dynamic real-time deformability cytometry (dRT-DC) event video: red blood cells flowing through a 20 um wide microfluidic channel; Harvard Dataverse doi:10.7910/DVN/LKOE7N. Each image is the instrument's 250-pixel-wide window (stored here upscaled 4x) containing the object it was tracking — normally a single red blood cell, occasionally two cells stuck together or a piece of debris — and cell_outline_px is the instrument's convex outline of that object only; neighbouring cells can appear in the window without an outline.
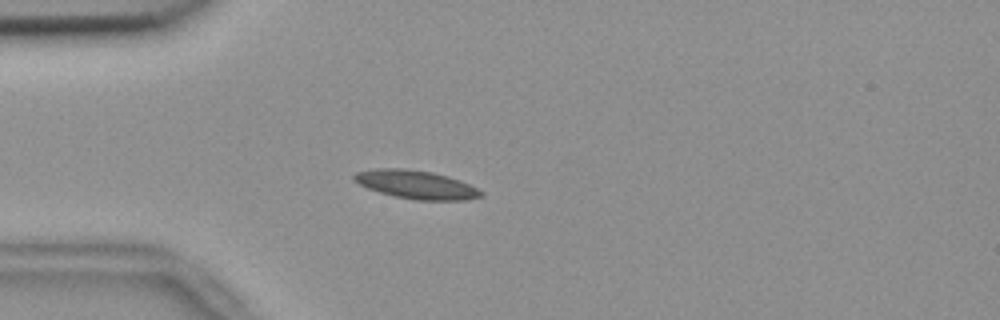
{"species": "common noctule bat (a hibernating species)", "species_latin": "Nyctalus noctula", "temperature_condition": "room temperature", "stored_images_in_passage": 57, "camera_frame_rate_fps": 3000, "um_per_image_px": 0.085, "animal": {"sex": "female", "body_mass_g": 18.4}, "frame": {"image": 1, "passage_image": 16, "time_ms": 5.0, "image_size_px": [1000, 320], "cell_outline_px": [[484, 196], [464, 200], [416, 200], [392, 196], [368, 188], [352, 180], [352, 176], [356, 172], [376, 168], [404, 168], [432, 172], [448, 176], [468, 184], [484, 192]], "centroid_in_image_um": [35.35, 15.69], "position_along_channel_um": 49.6, "area_um2": 21.04}}
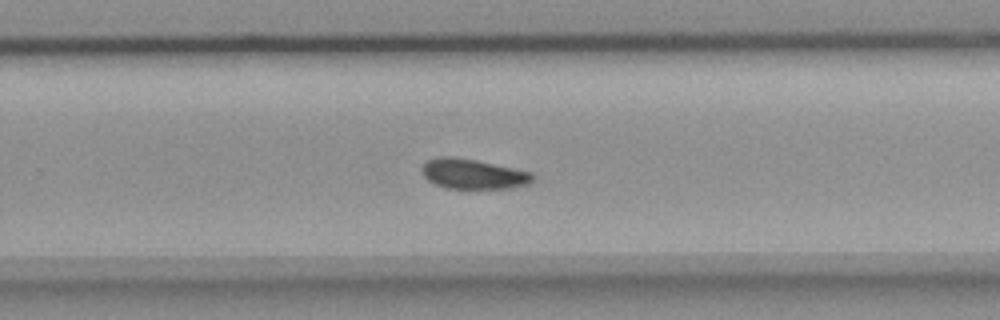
{"frame": {"image": 2, "passage_image": 37, "time_ms": 12.0, "image_size_px": [1000, 320], "cell_outline_px": [[532, 180], [528, 184], [508, 188], [444, 188], [428, 180], [420, 172], [420, 168], [428, 160], [440, 156], [452, 156], [476, 160], [532, 172]], "centroid_in_image_um": [40.16, 14.78], "position_along_channel_um": 289.6, "area_um2": 19.25}}
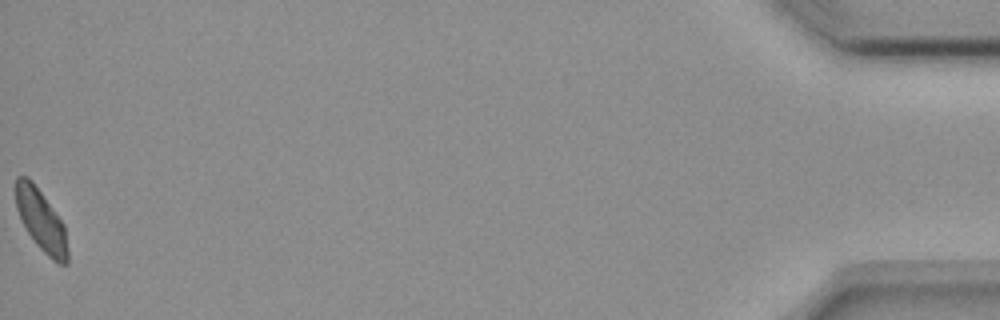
{"frame": {"image": 3, "passage_image": 57, "time_ms": 18.667, "image_size_px": [1000, 320], "cell_outline_px": [[68, 264], [60, 264], [52, 260], [36, 244], [28, 232], [16, 208], [16, 176], [28, 176], [32, 180], [64, 224], [68, 252]], "centroid_in_image_um": [3.51, 18.74], "position_along_channel_um": 431.7, "area_um2": 18.38}, "authors_computed_cell_mechanics": {"area_um2": 19.3052, "velocity_mm_per_s": 3.6149, "shape_relaxation_time_tau1_ms": null, "shape_relaxation_time_tau2_ms": 8.8914, "deformation_change_tau1": null, "deformation_change_tau2": 0.1353}}